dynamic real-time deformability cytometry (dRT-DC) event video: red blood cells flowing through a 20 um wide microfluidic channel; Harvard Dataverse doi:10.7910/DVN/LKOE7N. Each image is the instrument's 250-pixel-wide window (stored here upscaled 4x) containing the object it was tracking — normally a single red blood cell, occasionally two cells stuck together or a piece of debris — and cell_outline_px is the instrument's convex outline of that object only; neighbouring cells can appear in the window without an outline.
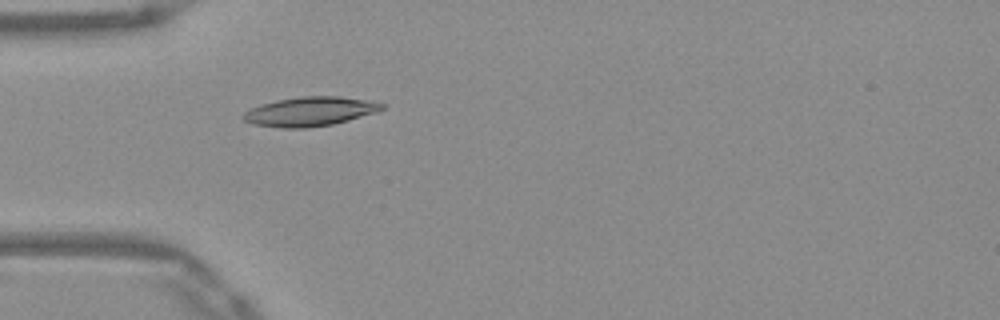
{"species": "Egyptian fruit bat (a non-hibernating species)", "species_latin": "Rousettus aegyptiacus", "temperature_condition": "warm", "stored_images_in_passage": 52, "camera_frame_rate_fps": 3000, "um_per_image_px": 0.085, "frame": {"image": 1, "passage_image": 16, "time_ms": 5.0, "image_size_px": [1000, 320], "cell_outline_px": [[384, 108], [376, 112], [348, 120], [332, 124], [308, 128], [280, 128], [252, 124], [244, 120], [240, 116], [244, 112], [252, 108], [276, 100], [300, 96], [340, 96], [364, 100], [384, 104]], "centroid_in_image_um": [26.3, 9.48], "position_along_channel_um": 58.7, "area_um2": 23.47}}
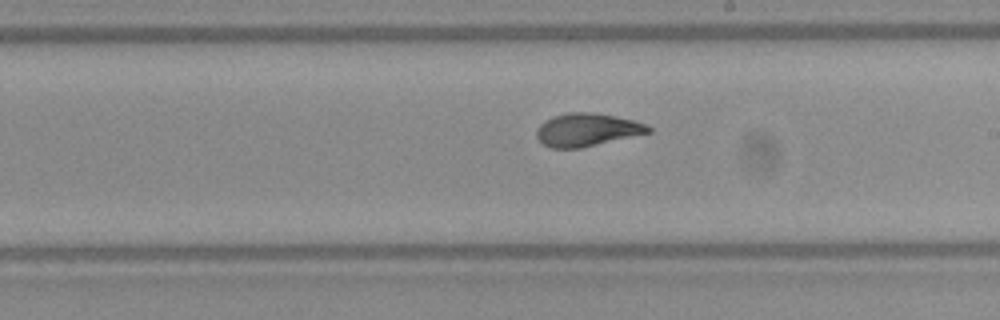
{"frame": {"image": 2, "passage_image": 30, "time_ms": 9.667, "image_size_px": [1000, 320], "cell_outline_px": [[652, 132], [580, 148], [552, 148], [544, 144], [536, 136], [536, 128], [544, 120], [552, 116], [568, 112], [592, 112], [632, 120], [644, 124], [652, 128]], "centroid_in_image_um": [49.86, 11.03], "position_along_channel_um": 239.1, "area_um2": 21.33}}
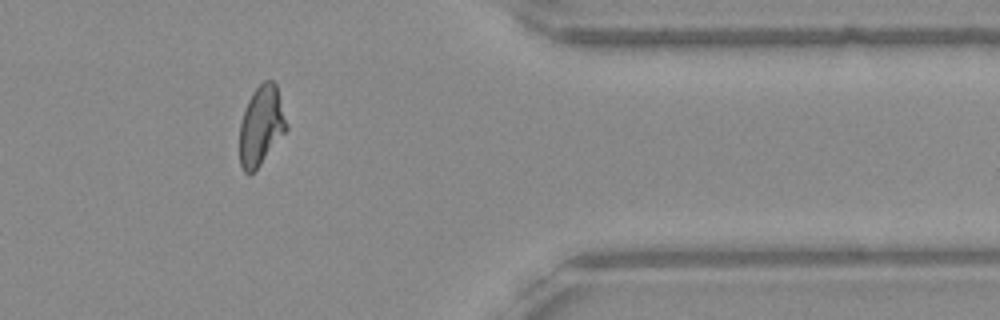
{"frame": {"image": 3, "passage_image": 43, "time_ms": 14.0, "image_size_px": [1000, 320], "cell_outline_px": [[288, 128], [260, 164], [252, 172], [244, 172], [240, 164], [240, 124], [244, 108], [252, 92], [264, 80], [272, 80], [276, 84], [288, 124]], "centroid_in_image_um": [22.2, 10.64], "position_along_channel_um": 389.2, "area_um2": 21.44}, "authors_computed_cell_mechanics": {"area_um2": 21.5594, "velocity_mm_per_s": 3.9309, "shape_relaxation_time_tau1_ms": 9.1624, "shape_relaxation_time_tau2_ms": 1.1367, "deformation_change_tau1": 0.2537, "deformation_change_tau2": 0.0633}}